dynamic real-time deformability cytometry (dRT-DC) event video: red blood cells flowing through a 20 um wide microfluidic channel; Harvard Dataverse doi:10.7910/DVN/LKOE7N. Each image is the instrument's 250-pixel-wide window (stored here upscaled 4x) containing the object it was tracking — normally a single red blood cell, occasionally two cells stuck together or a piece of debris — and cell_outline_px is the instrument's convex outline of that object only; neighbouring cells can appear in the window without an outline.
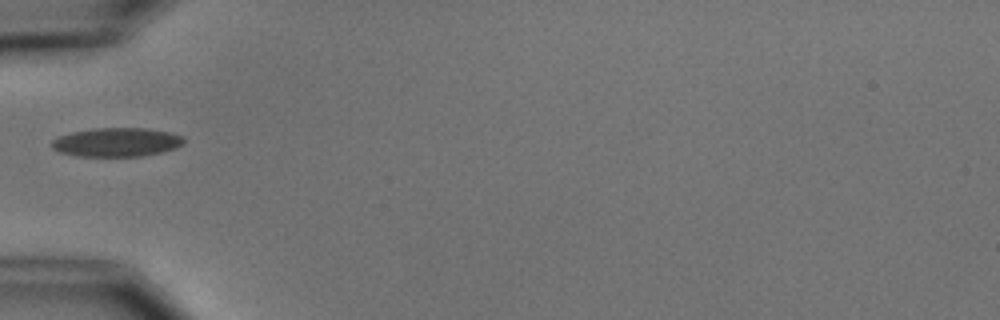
{"species": "common noctule bat (a hibernating species)", "species_latin": "Nyctalus noctula", "temperature_condition": "cold", "stored_images_in_passage": 1, "camera_frame_rate_fps": 3000, "um_per_image_px": 0.085, "animal": {"sex": "male", "body_mass_g": 15.6}, "frame": {"image": 1, "passage_image": 1, "time_ms": 0.0, "image_size_px": [1000, 320], "cell_outline_px": [[184, 144], [176, 148], [160, 152], [140, 156], [76, 156], [60, 152], [52, 148], [52, 140], [60, 136], [72, 132], [96, 128], [148, 128], [168, 132], [184, 136]], "centroid_in_image_um": [9.94, 12.08], "position_along_channel_um": 75.1, "area_um2": 22.14}}